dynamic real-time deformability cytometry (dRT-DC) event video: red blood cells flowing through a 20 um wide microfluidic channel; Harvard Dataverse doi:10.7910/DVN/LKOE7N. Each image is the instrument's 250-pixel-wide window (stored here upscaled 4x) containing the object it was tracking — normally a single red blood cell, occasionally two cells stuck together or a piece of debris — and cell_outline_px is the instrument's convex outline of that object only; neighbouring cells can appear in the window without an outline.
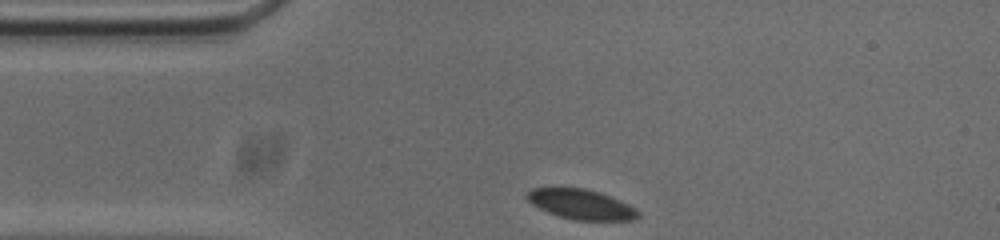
{"species": "common noctule bat (a hibernating species)", "species_latin": "Nyctalus noctula", "temperature_condition": "cold", "stored_images_in_passage": 47, "camera_frame_rate_fps": 3000, "um_per_image_px": 0.085, "animal": {"sex": "male", "body_mass_g": 20.0, "forearm_length_mm": 53.3}, "frame": {"image": 1, "passage_image": 1, "time_ms": 0.0, "image_size_px": [1000, 240], "cell_outline_px": [[640, 216], [632, 220], [576, 220], [560, 216], [548, 212], [532, 204], [524, 196], [532, 188], [584, 188], [608, 196], [628, 204], [636, 208], [640, 212]], "centroid_in_image_um": [49.39, 17.37], "position_along_channel_um": 35.6, "area_um2": 19.07}}
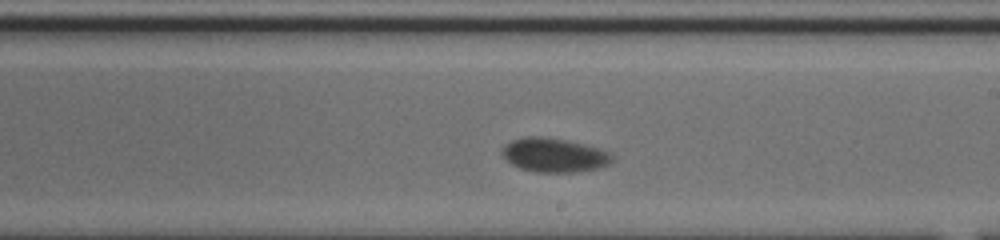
{"frame": {"image": 2, "passage_image": 21, "time_ms": 6.667, "image_size_px": [1000, 240], "cell_outline_px": [[612, 160], [608, 164], [600, 168], [572, 172], [536, 172], [520, 168], [512, 164], [504, 156], [504, 144], [512, 140], [524, 136], [540, 136], [564, 140], [596, 148], [608, 152], [612, 156]], "centroid_in_image_um": [47.08, 13.19], "position_along_channel_um": 241.9, "area_um2": 21.33}}
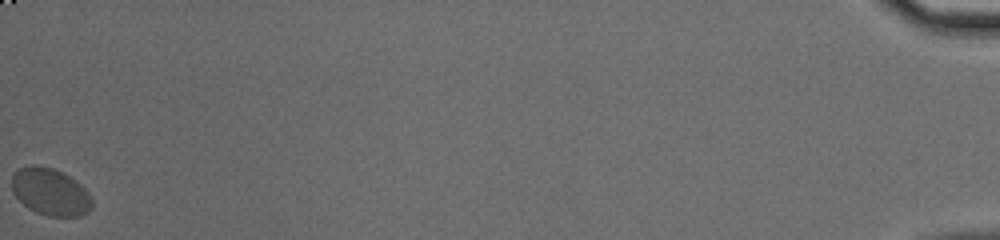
{"frame": {"image": 3, "passage_image": 47, "time_ms": 15.333, "image_size_px": [1000, 240], "cell_outline_px": [[92, 208], [88, 212], [80, 216], [48, 216], [36, 212], [28, 208], [12, 192], [12, 176], [20, 168], [32, 164], [36, 164], [52, 168], [68, 176], [80, 184], [92, 196]], "centroid_in_image_um": [4.29, 16.31], "position_along_channel_um": 430.9, "area_um2": 21.96}, "authors_computed_cell_mechanics": {"area_um2": 21.1548, "velocity_mm_per_s": 3.4895, "shape_relaxation_time_tau1_ms": 3.0739, "shape_relaxation_time_tau2_ms": null, "deformation_change_tau1": 0.0489, "deformation_change_tau2": null}}